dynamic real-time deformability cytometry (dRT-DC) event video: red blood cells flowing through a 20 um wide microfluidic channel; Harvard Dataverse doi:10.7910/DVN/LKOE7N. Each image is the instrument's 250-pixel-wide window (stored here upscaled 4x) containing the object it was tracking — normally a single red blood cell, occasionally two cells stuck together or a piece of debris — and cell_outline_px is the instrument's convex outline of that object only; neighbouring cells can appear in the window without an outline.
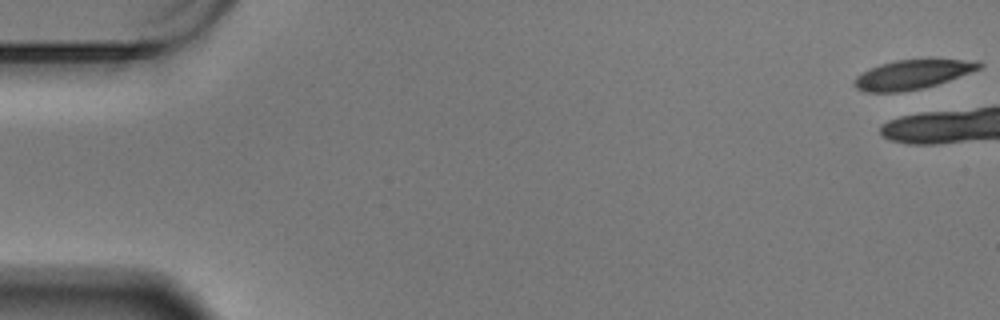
{"species": "Egyptian fruit bat (a non-hibernating species)", "species_latin": "Rousettus aegyptiacus", "temperature_condition": "warm", "stored_images_in_passage": 5, "camera_frame_rate_fps": 3000, "um_per_image_px": 0.085, "animal": {"sex": "male"}, "frame": {"image": 1, "passage_image": 1, "time_ms": 0.0, "image_size_px": [1000, 320], "cell_outline_px": [[984, 64], [980, 68], [948, 80], [924, 88], [900, 92], [864, 92], [856, 88], [852, 84], [856, 76], [880, 64], [896, 60], [928, 56], [980, 60]], "centroid_in_image_um": [77.63, 6.27], "position_along_channel_um": 7.4, "area_um2": 22.2}}